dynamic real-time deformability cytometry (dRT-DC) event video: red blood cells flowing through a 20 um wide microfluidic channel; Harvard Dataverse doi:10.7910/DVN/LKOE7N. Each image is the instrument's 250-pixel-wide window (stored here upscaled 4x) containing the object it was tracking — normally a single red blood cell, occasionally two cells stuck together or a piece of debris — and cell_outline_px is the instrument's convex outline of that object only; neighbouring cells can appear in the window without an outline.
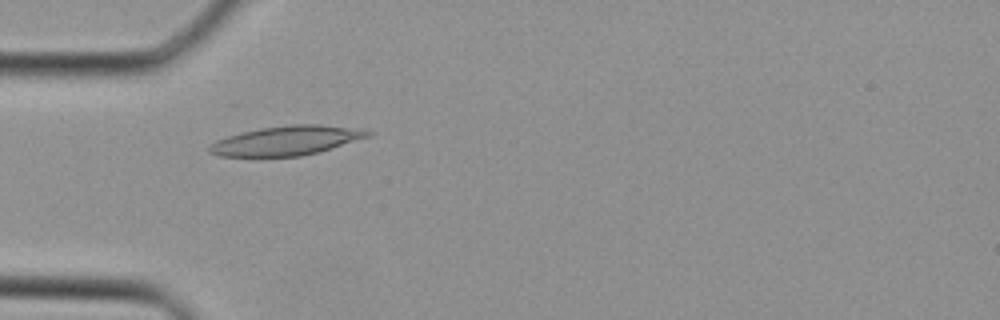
{"species": "Egyptian fruit bat (a non-hibernating species)", "species_latin": "Rousettus aegyptiacus", "temperature_condition": "cold", "stored_images_in_passage": 35, "camera_frame_rate_fps": 3000, "um_per_image_px": 0.085, "animal": {"sex": "female"}, "frame": {"image": 1, "passage_image": 8, "time_ms": 2.333, "image_size_px": [1000, 320], "cell_outline_px": [[376, 132], [368, 136], [320, 152], [300, 156], [220, 156], [208, 152], [208, 144], [216, 140], [240, 132], [260, 128], [292, 124], [320, 124], [356, 128]], "centroid_in_image_um": [24.32, 11.94], "position_along_channel_um": 60.7, "area_um2": 27.11}}
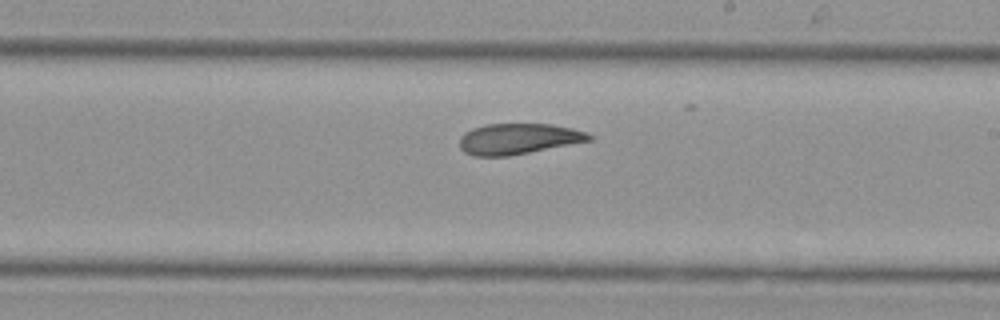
{"frame": {"image": 2, "passage_image": 19, "time_ms": 6.0, "image_size_px": [1000, 320], "cell_outline_px": [[592, 140], [508, 156], [472, 156], [464, 152], [460, 148], [460, 136], [464, 132], [472, 128], [488, 124], [552, 124], [572, 128], [588, 132], [592, 136]], "centroid_in_image_um": [44.04, 11.8], "position_along_channel_um": 245.0, "area_um2": 23.24}}
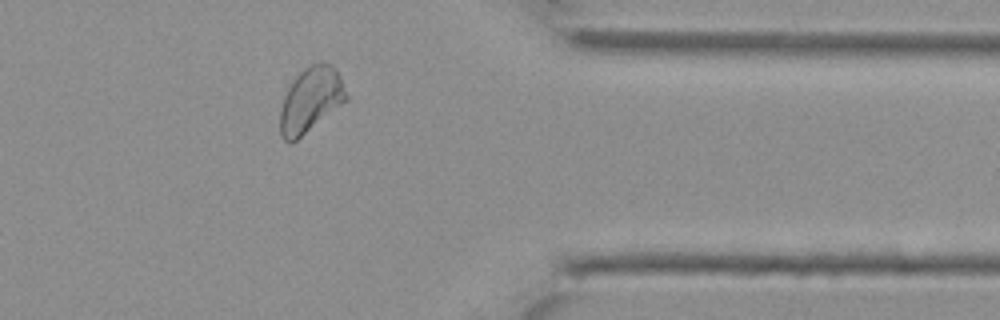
{"frame": {"image": 3, "passage_image": 28, "time_ms": 9.0, "image_size_px": [1000, 320], "cell_outline_px": [[348, 100], [292, 144], [288, 144], [280, 136], [280, 108], [284, 96], [288, 88], [296, 76], [304, 68], [312, 64], [332, 64], [336, 68], [348, 96]], "centroid_in_image_um": [26.39, 8.54], "position_along_channel_um": 385.0, "area_um2": 25.03}}